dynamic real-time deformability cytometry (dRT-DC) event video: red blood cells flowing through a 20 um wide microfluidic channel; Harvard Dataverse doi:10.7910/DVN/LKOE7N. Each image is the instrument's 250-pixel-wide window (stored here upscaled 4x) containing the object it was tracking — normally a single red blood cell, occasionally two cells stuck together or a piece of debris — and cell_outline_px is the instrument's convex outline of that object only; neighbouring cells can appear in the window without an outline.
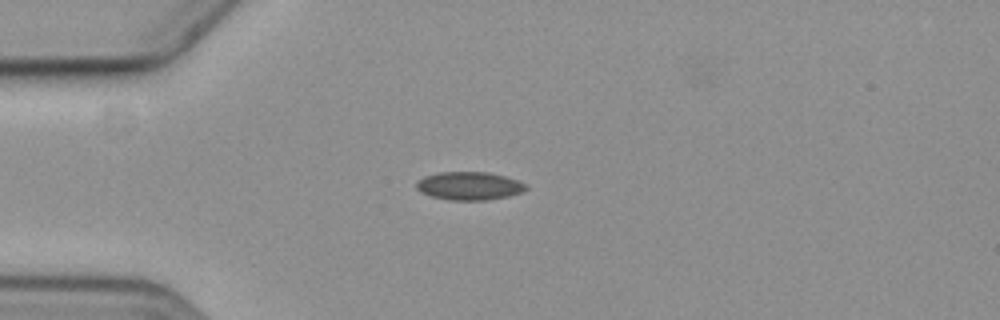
{"species": "common noctule bat (a hibernating species)", "species_latin": "Nyctalus noctula", "temperature_condition": "cold", "stored_images_in_passage": 8, "camera_frame_rate_fps": 3000, "um_per_image_px": 0.085, "animal": {"sex": "female", "body_mass_g": 19.3, "forearm_length_mm": 54.1}, "frame": {"image": 1, "passage_image": 2, "time_ms": 1.333, "image_size_px": [1000, 320], "cell_outline_px": [[528, 188], [520, 192], [508, 196], [488, 200], [448, 200], [432, 196], [416, 188], [416, 184], [424, 176], [440, 172], [488, 172], [504, 176], [528, 184]], "centroid_in_image_um": [39.91, 15.8], "position_along_channel_um": 45.1, "area_um2": 17.8}}
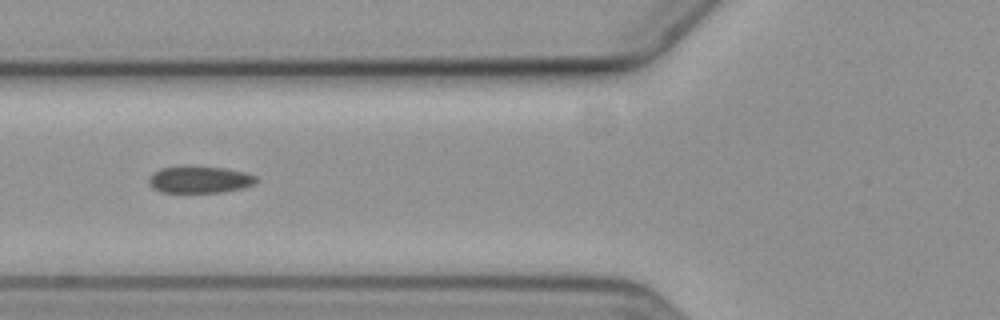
{"frame": {"image": 2, "passage_image": 4, "time_ms": 3.667, "image_size_px": [1000, 320], "cell_outline_px": [[256, 180], [252, 184], [240, 188], [224, 192], [160, 192], [152, 188], [148, 184], [148, 176], [152, 172], [160, 168], [224, 168], [244, 172], [256, 176]], "centroid_in_image_um": [16.9, 15.29], "position_along_channel_um": 108.9, "area_um2": 16.3}}
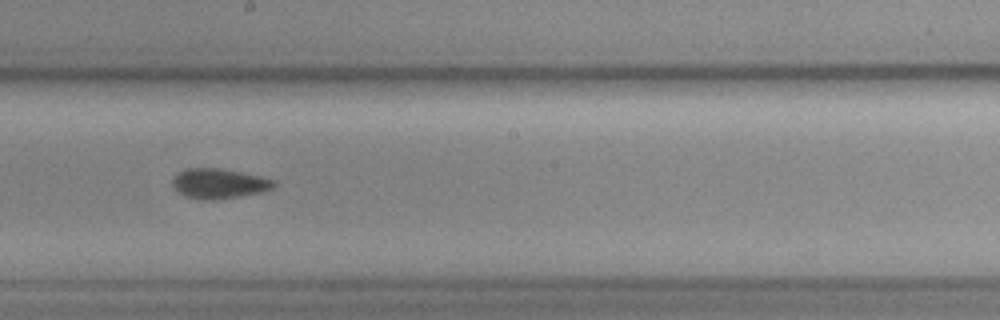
{"frame": {"image": 3, "passage_image": 7, "time_ms": 7.0, "image_size_px": [1000, 320], "cell_outline_px": [[276, 184], [272, 188], [260, 192], [216, 200], [200, 200], [184, 196], [176, 192], [172, 184], [172, 180], [180, 172], [188, 168], [216, 168], [240, 172], [260, 176], [272, 180]], "centroid_in_image_um": [18.56, 15.62], "position_along_channel_um": 229.6, "area_um2": 17.51}}